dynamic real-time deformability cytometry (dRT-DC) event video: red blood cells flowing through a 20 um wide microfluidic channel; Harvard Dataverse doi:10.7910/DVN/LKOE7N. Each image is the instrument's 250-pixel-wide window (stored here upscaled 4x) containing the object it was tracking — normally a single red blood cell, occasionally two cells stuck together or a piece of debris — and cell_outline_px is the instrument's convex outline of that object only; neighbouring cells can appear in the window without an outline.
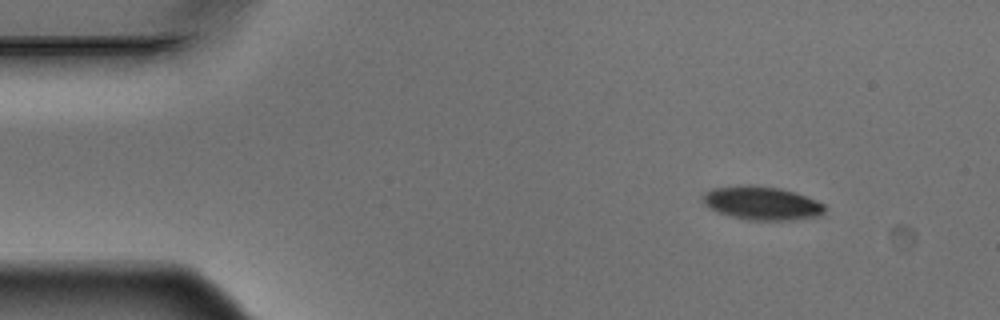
{"species": "Egyptian fruit bat (a non-hibernating species)", "species_latin": "Rousettus aegyptiacus", "temperature_condition": "warm", "stored_images_in_passage": 4, "camera_frame_rate_fps": 3000, "um_per_image_px": 0.085, "animal": {"sex": "male"}, "frame": {"image": 1, "passage_image": 1, "time_ms": 0.0, "image_size_px": [1000, 320], "cell_outline_px": [[828, 208], [820, 216], [792, 220], [744, 220], [716, 212], [704, 204], [700, 200], [700, 196], [704, 192], [712, 188], [740, 184], [748, 184], [780, 188], [804, 196], [824, 204]], "centroid_in_image_um": [64.68, 17.27], "position_along_channel_um": 20.3, "area_um2": 24.22}}
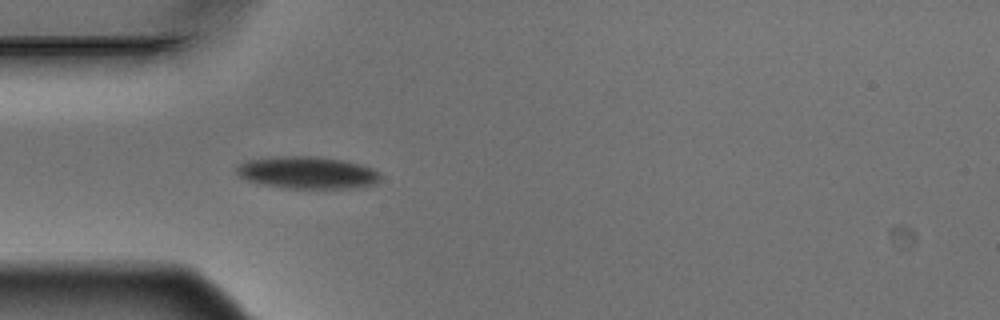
{"frame": {"image": 2, "passage_image": 4, "time_ms": 1.0, "image_size_px": [1000, 320], "cell_outline_px": [[380, 180], [376, 184], [352, 188], [284, 188], [264, 184], [248, 180], [240, 176], [236, 172], [236, 168], [240, 164], [248, 160], [268, 156], [316, 156], [344, 160], [360, 164], [372, 168], [380, 176]], "centroid_in_image_um": [26.12, 14.66], "position_along_channel_um": 58.9, "area_um2": 26.99}}